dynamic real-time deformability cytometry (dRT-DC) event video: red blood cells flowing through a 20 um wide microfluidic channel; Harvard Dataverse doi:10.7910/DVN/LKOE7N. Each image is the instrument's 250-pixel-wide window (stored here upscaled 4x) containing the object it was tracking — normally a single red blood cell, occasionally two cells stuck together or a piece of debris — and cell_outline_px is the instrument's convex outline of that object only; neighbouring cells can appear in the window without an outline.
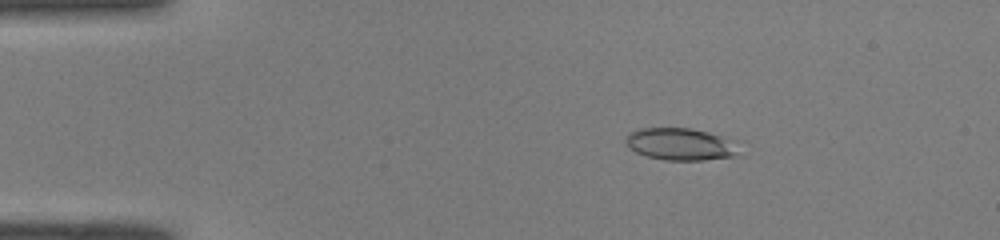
{"species": "common noctule bat (a hibernating species)", "species_latin": "Nyctalus noctula", "temperature_condition": "room temperature", "stored_images_in_passage": 47, "camera_frame_rate_fps": 3000, "um_per_image_px": 0.085, "animal": {"sex": "male", "body_mass_g": 19.0, "forearm_length_mm": 50.8}, "frame": {"image": 1, "passage_image": 6, "time_ms": 1.667, "image_size_px": [1000, 240], "cell_outline_px": [[736, 156], [704, 160], [664, 160], [648, 156], [636, 152], [628, 148], [628, 132], [640, 128], [692, 128], [708, 132], [736, 140]], "centroid_in_image_um": [57.86, 12.25], "position_along_channel_um": 27.1, "area_um2": 21.15}}
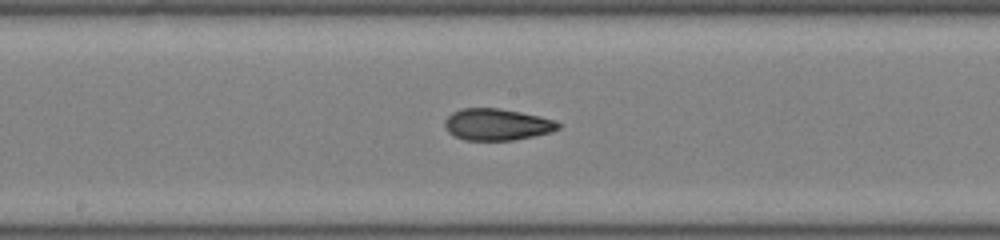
{"frame": {"image": 2, "passage_image": 24, "time_ms": 7.667, "image_size_px": [1000, 240], "cell_outline_px": [[560, 128], [552, 132], [512, 140], [464, 140], [448, 132], [444, 124], [444, 120], [452, 112], [464, 108], [496, 108], [520, 112], [540, 116], [552, 120], [560, 124]], "centroid_in_image_um": [42.22, 10.58], "position_along_channel_um": 206.0, "area_um2": 20.75}}
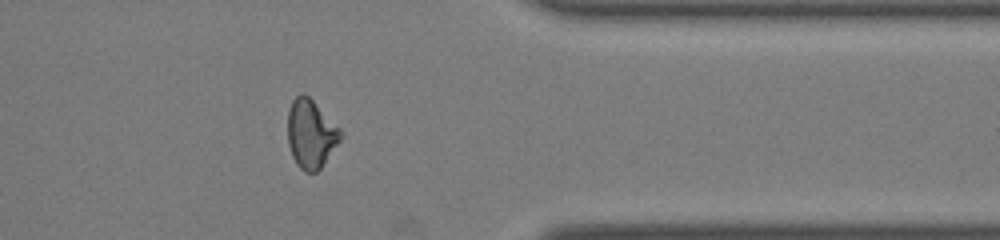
{"frame": {"image": 3, "passage_image": 38, "time_ms": 12.333, "image_size_px": [1000, 240], "cell_outline_px": [[344, 136], [320, 168], [316, 172], [304, 172], [296, 164], [292, 156], [288, 144], [288, 112], [292, 100], [300, 92], [304, 92], [344, 132]], "centroid_in_image_um": [26.43, 11.37], "position_along_channel_um": 385.0, "area_um2": 21.21}, "authors_computed_cell_mechanics": {"area_um2": 21.0392, "velocity_mm_per_s": 4.0909, "shape_relaxation_time_tau1_ms": 5.452, "shape_relaxation_time_tau2_ms": 1.6186, "deformation_change_tau1": 0.1656, "deformation_change_tau2": 0.0669}}